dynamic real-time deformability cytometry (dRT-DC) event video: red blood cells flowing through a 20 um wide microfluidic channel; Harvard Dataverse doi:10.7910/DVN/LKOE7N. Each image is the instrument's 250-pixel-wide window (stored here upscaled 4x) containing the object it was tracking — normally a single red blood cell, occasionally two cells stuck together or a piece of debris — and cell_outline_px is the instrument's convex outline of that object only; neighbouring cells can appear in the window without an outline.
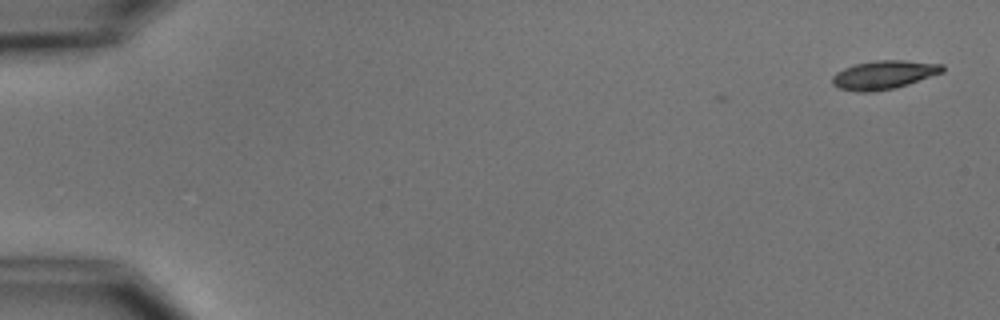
{"species": "common noctule bat (a hibernating species)", "species_latin": "Nyctalus noctula", "temperature_condition": "cold", "stored_images_in_passage": 6, "camera_frame_rate_fps": 3000, "um_per_image_px": 0.085, "animal": {"sex": "male", "body_mass_g": 15.6}, "frame": {"image": 1, "passage_image": 1, "time_ms": 0.0, "image_size_px": [1000, 320], "cell_outline_px": [[944, 72], [896, 88], [872, 92], [856, 92], [840, 88], [832, 84], [832, 76], [836, 72], [844, 68], [856, 64], [876, 60], [904, 60], [944, 64]], "centroid_in_image_um": [75.14, 6.36], "position_along_channel_um": 9.9, "area_um2": 18.44}}
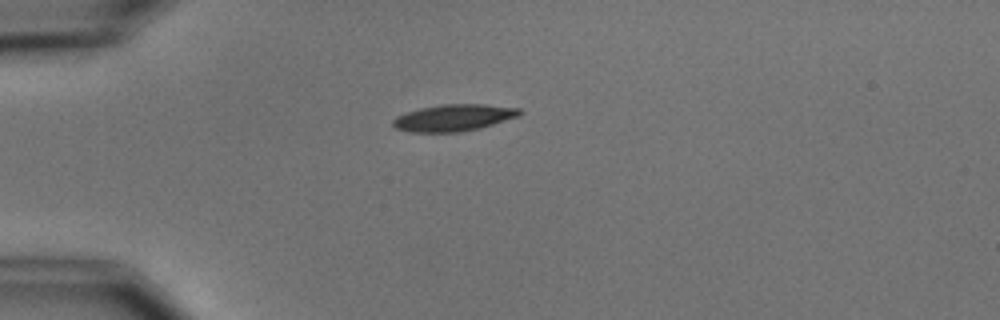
{"frame": {"image": 2, "passage_image": 4, "time_ms": 4.333, "image_size_px": [1000, 320], "cell_outline_px": [[524, 112], [520, 116], [480, 128], [460, 132], [412, 132], [396, 128], [392, 124], [392, 120], [396, 116], [420, 108], [440, 104], [484, 104], [520, 108]], "centroid_in_image_um": [38.6, 10.0], "position_along_channel_um": 46.4, "area_um2": 19.83}}